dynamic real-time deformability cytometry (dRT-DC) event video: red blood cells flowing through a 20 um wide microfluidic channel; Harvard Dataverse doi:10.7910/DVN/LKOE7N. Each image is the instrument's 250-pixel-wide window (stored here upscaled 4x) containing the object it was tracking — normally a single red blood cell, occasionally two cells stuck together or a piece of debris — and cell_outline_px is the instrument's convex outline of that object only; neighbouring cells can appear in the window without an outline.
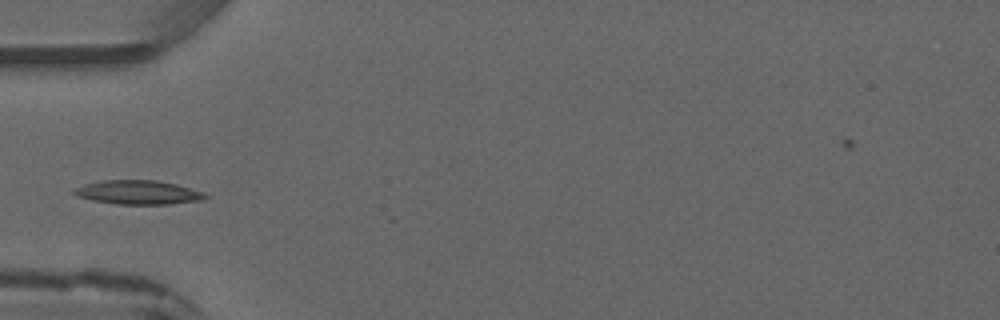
{"species": "common noctule bat (a hibernating species)", "species_latin": "Nyctalus noctula", "temperature_condition": "warm", "stored_images_in_passage": 3, "camera_frame_rate_fps": 3000, "um_per_image_px": 0.085, "animal": {"sex": "male", "forearm_length_mm": 52.5}, "frame": {"image": 1, "passage_image": 3, "time_ms": 2.667, "image_size_px": [1000, 320], "cell_outline_px": [[208, 196], [200, 200], [172, 204], [116, 204], [92, 200], [80, 196], [72, 192], [72, 188], [84, 184], [100, 180], [156, 180], [176, 184], [204, 192]], "centroid_in_image_um": [11.72, 16.34], "position_along_channel_um": 73.3, "area_um2": 18.32}}